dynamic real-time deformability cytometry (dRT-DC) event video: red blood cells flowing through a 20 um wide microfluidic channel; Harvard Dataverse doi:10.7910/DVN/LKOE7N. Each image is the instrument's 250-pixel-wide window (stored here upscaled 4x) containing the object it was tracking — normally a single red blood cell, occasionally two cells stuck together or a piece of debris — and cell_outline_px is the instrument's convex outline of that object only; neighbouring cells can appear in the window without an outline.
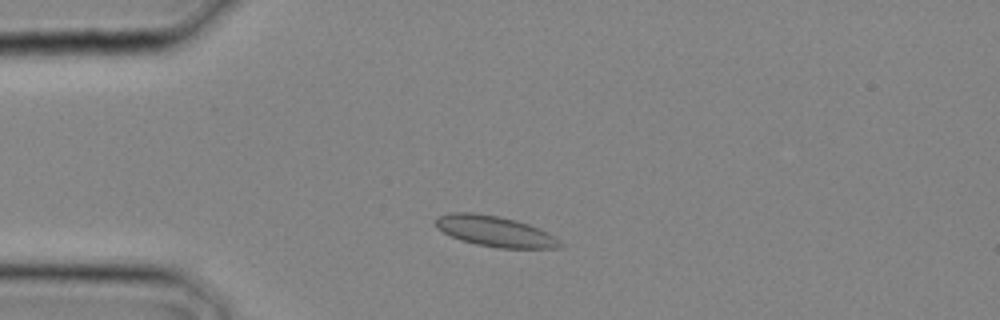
{"species": "common noctule bat (a hibernating species)", "species_latin": "Nyctalus noctula", "temperature_condition": "cold", "stored_images_in_passage": 25, "camera_frame_rate_fps": 3000, "um_per_image_px": 0.085, "animal": {"sex": "male", "body_mass_g": 20.4}, "frame": {"image": 1, "passage_image": 4, "time_ms": 1.0, "image_size_px": [1000, 320], "cell_outline_px": [[564, 244], [560, 248], [500, 248], [476, 244], [460, 240], [436, 228], [436, 220], [440, 216], [452, 212], [472, 212], [500, 216], [516, 220], [540, 228], [556, 236]], "centroid_in_image_um": [42.13, 19.66], "position_along_channel_um": 42.9, "area_um2": 22.31}}
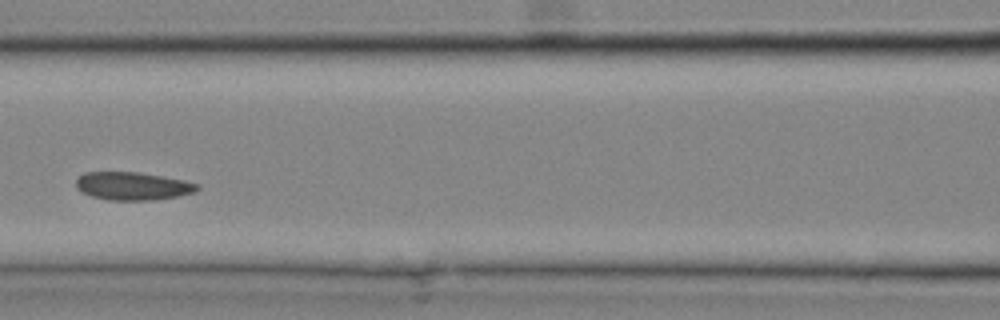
{"frame": {"image": 2, "passage_image": 10, "time_ms": 3.0, "image_size_px": [1000, 320], "cell_outline_px": [[200, 188], [196, 192], [176, 196], [152, 200], [108, 200], [92, 196], [80, 192], [76, 188], [76, 180], [84, 172], [140, 172], [164, 176], [184, 180], [200, 184]], "centroid_in_image_um": [11.29, 15.81], "position_along_channel_um": 155.3, "area_um2": 19.94}}
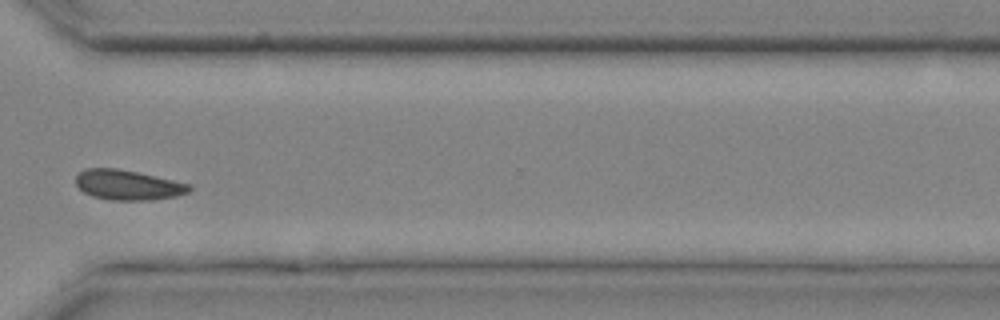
{"frame": {"image": 3, "passage_image": 19, "time_ms": 6.0, "image_size_px": [1000, 320], "cell_outline_px": [[192, 188], [188, 192], [176, 196], [144, 200], [108, 200], [92, 196], [84, 192], [76, 184], [76, 176], [84, 168], [116, 168], [156, 176], [192, 184]], "centroid_in_image_um": [10.87, 15.72], "position_along_channel_um": 359.7, "area_um2": 19.77}}